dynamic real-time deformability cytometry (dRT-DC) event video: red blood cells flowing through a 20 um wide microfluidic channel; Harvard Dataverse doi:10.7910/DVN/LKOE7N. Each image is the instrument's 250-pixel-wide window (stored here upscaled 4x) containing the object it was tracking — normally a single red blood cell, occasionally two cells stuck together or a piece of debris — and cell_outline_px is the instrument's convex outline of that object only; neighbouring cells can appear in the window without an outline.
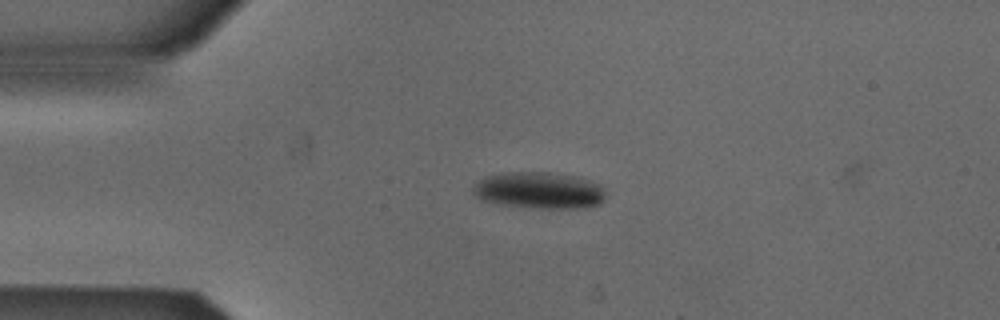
{"species": "Egyptian fruit bat (a non-hibernating species)", "species_latin": "Rousettus aegyptiacus", "temperature_condition": "cold", "stored_images_in_passage": 3, "camera_frame_rate_fps": 3000, "um_per_image_px": 0.085, "animal": {"sex": "male"}, "frame": {"image": 1, "passage_image": 2, "time_ms": 0.333, "image_size_px": [1000, 320], "cell_outline_px": [[604, 200], [600, 204], [584, 208], [540, 208], [500, 204], [480, 200], [472, 192], [476, 184], [480, 180], [488, 176], [504, 172], [548, 172], [572, 176], [588, 180], [600, 184], [604, 188]], "centroid_in_image_um": [45.85, 16.19], "position_along_channel_um": 39.2, "area_um2": 28.15}}